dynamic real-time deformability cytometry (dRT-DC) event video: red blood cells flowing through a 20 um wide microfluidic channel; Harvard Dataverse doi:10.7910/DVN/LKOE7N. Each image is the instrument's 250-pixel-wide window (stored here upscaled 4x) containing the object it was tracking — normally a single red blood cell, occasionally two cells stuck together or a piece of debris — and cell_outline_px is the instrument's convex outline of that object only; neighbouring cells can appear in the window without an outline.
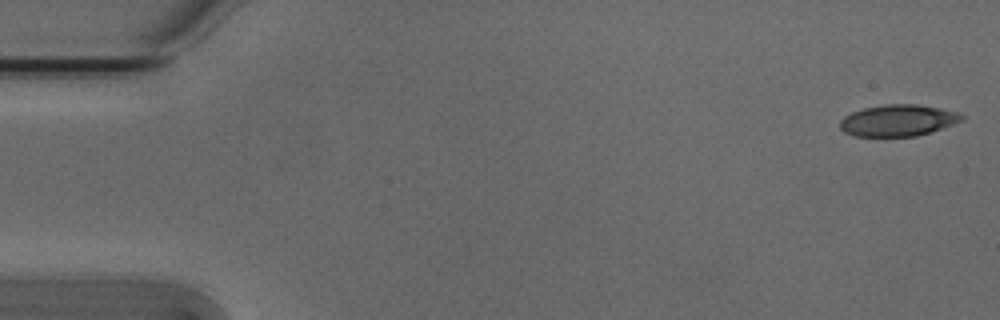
{"species": "Egyptian fruit bat (a non-hibernating species)", "species_latin": "Rousettus aegyptiacus", "temperature_condition": "cold", "stored_images_in_passage": 43, "camera_frame_rate_fps": 3000, "um_per_image_px": 0.085, "animal": {"sex": "male"}, "frame": {"image": 1, "passage_image": 1, "time_ms": 0.0, "image_size_px": [1000, 320], "cell_outline_px": [[964, 120], [916, 136], [856, 136], [844, 132], [840, 128], [840, 120], [844, 116], [852, 112], [864, 108], [884, 104], [916, 104], [940, 108], [960, 112], [964, 116]], "centroid_in_image_um": [76.33, 10.22], "position_along_channel_um": 8.7, "area_um2": 22.25}}
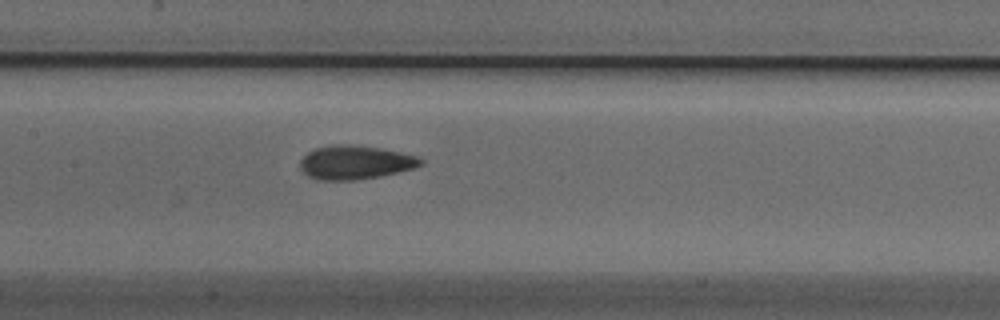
{"frame": {"image": 2, "passage_image": 25, "time_ms": 8.0, "image_size_px": [1000, 320], "cell_outline_px": [[424, 164], [412, 168], [380, 176], [356, 180], [316, 180], [308, 176], [300, 168], [300, 160], [308, 152], [316, 148], [332, 144], [348, 144], [380, 148], [420, 156], [424, 160]], "centroid_in_image_um": [30.19, 13.8], "position_along_channel_um": 177.2, "area_um2": 23.81}}
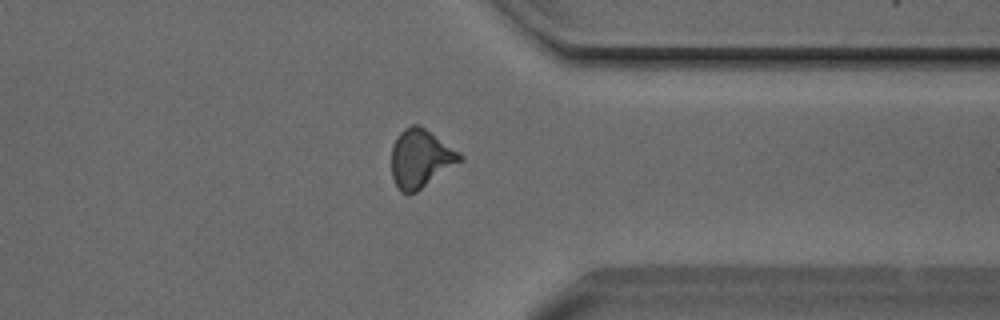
{"frame": {"image": 3, "passage_image": 41, "time_ms": 13.333, "image_size_px": [1000, 320], "cell_outline_px": [[464, 160], [416, 192], [408, 196], [400, 192], [392, 176], [392, 144], [396, 136], [404, 128], [412, 124], [420, 124], [460, 152], [464, 156]], "centroid_in_image_um": [35.76, 13.47], "position_along_channel_um": 375.6, "area_um2": 23.64}}